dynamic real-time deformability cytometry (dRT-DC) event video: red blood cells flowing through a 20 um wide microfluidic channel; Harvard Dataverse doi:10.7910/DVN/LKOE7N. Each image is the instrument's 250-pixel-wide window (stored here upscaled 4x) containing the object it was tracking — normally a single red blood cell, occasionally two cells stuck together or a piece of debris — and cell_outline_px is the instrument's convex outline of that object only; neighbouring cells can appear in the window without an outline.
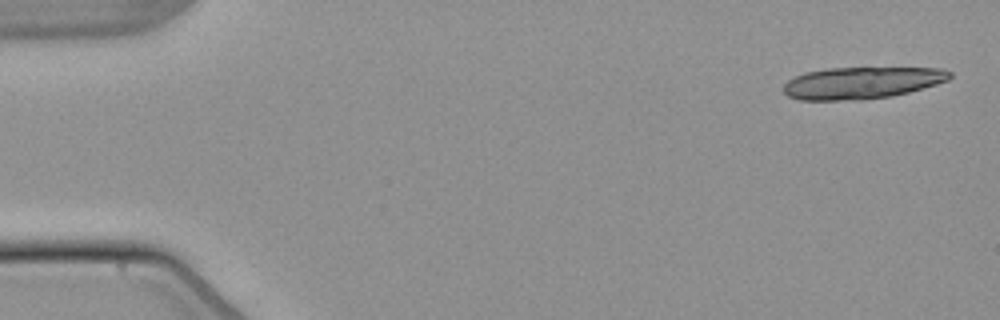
{"species": "common noctule bat (a hibernating species)", "species_latin": "Nyctalus noctula", "temperature_condition": "warm", "stored_images_in_passage": 20, "camera_frame_rate_fps": 3000, "um_per_image_px": 0.085, "animal": {"sex": "male", "body_mass_g": 21.5, "forearm_length_mm": 52.0}, "frame": {"image": 1, "passage_image": 1, "time_ms": 0.0, "image_size_px": [1000, 320], "cell_outline_px": [[952, 76], [948, 80], [936, 84], [908, 92], [892, 96], [864, 100], [800, 100], [788, 96], [784, 92], [784, 84], [788, 80], [804, 72], [828, 68], [944, 68], [952, 72]], "centroid_in_image_um": [73.25, 7.04], "position_along_channel_um": 11.7, "area_um2": 30.98}}